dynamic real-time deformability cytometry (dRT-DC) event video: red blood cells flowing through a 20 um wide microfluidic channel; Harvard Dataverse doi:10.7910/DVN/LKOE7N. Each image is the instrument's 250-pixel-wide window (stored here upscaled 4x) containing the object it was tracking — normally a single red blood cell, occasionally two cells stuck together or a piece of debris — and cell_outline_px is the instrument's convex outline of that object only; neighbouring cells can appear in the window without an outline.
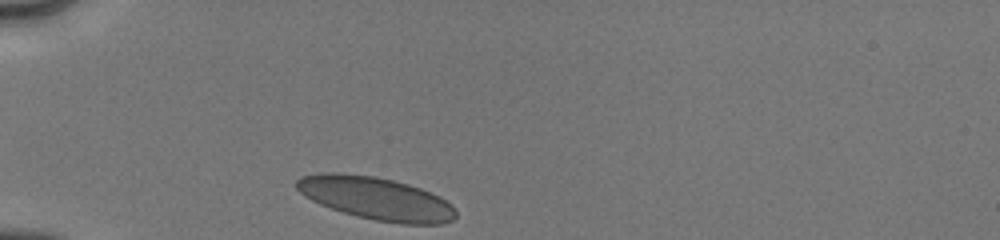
{"species": "human", "species_latin": "Homo sapiens", "temperature_condition": "cold", "stored_images_in_passage": 7, "camera_frame_rate_fps": 3000, "um_per_image_px": 0.085, "donor": {"sex": "male"}, "frame": {"image": 1, "passage_image": 1, "time_ms": 0.0, "image_size_px": [1000, 240], "cell_outline_px": [[456, 216], [452, 220], [440, 224], [400, 224], [376, 220], [356, 216], [320, 204], [304, 196], [296, 188], [296, 180], [300, 176], [320, 172], [340, 172], [376, 176], [408, 184], [420, 188], [440, 196], [452, 204], [456, 208]], "centroid_in_image_um": [31.96, 16.85], "position_along_channel_um": 53.0, "area_um2": 39.94}}
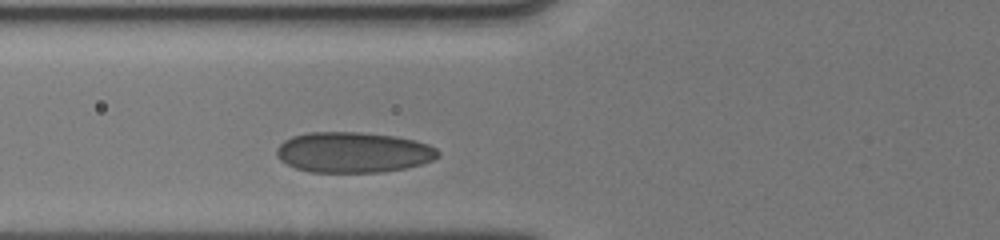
{"frame": {"image": 2, "passage_image": 4, "time_ms": 1.667, "image_size_px": [1000, 240], "cell_outline_px": [[440, 156], [432, 160], [420, 164], [404, 168], [380, 172], [308, 172], [296, 168], [280, 160], [276, 156], [276, 148], [284, 140], [292, 136], [308, 132], [360, 132], [396, 136], [416, 140], [428, 144], [436, 148], [440, 152]], "centroid_in_image_um": [30.02, 12.94], "position_along_channel_um": 95.8, "area_um2": 38.32}}
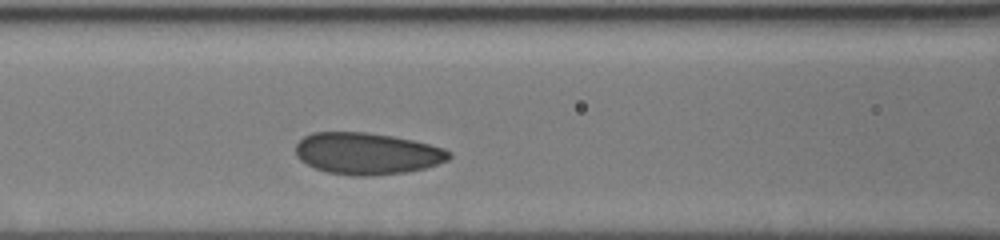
{"frame": {"image": 3, "passage_image": 7, "time_ms": 2.667, "image_size_px": [1000, 240], "cell_outline_px": [[452, 156], [448, 160], [424, 168], [404, 172], [372, 176], [356, 176], [328, 172], [316, 168], [300, 160], [296, 156], [296, 144], [304, 136], [312, 132], [368, 132], [392, 136], [412, 140], [444, 148], [452, 152]], "centroid_in_image_um": [31.2, 13.04], "position_along_channel_um": 135.4, "area_um2": 37.22}}